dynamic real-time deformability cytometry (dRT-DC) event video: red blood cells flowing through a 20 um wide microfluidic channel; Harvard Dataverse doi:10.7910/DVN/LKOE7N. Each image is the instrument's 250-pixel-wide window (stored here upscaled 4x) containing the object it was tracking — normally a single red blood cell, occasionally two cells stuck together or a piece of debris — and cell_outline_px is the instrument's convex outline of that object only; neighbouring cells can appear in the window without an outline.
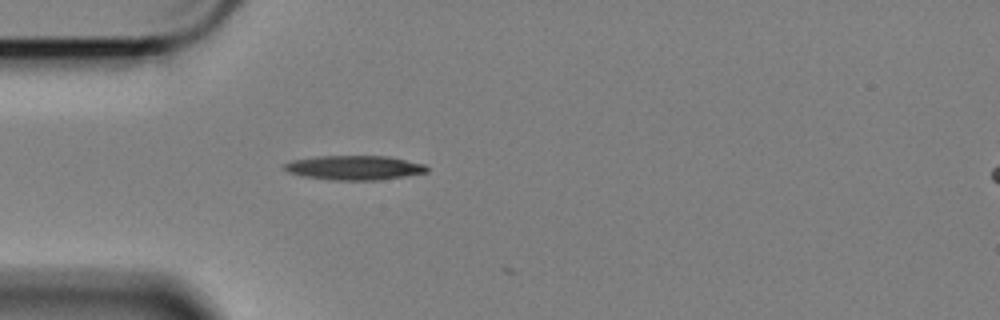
{"species": "Egyptian fruit bat (a non-hibernating species)", "species_latin": "Rousettus aegyptiacus", "temperature_condition": "cold", "stored_images_in_passage": 4, "camera_frame_rate_fps": 3000, "um_per_image_px": 0.085, "animal": {"sex": "female"}, "frame": {"image": 1, "passage_image": 1, "time_ms": 0.0, "image_size_px": [1000, 320], "cell_outline_px": [[428, 172], [404, 176], [376, 180], [332, 180], [304, 176], [288, 172], [284, 168], [284, 164], [292, 160], [316, 156], [388, 156], [424, 164], [428, 168]], "centroid_in_image_um": [30.11, 14.25], "position_along_channel_um": 54.9, "area_um2": 20.11}}